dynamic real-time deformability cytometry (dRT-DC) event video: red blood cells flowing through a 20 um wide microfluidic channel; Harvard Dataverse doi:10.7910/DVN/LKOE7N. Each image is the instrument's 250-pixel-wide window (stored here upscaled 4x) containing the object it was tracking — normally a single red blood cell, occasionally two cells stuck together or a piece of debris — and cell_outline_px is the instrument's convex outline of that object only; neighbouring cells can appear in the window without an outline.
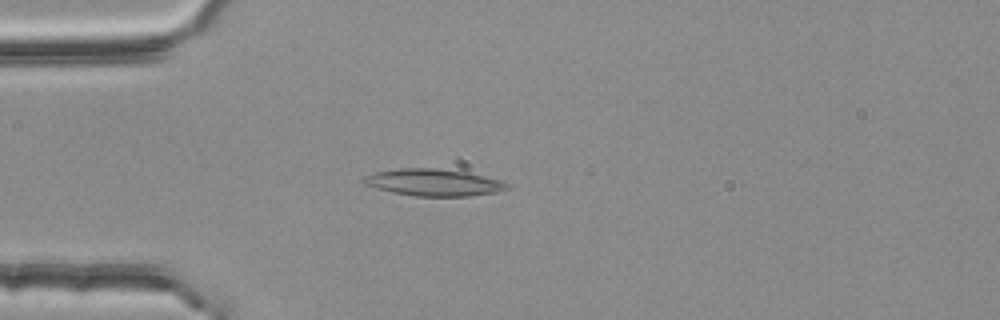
{"species": "common noctule bat (a hibernating species)", "species_latin": "Nyctalus noctula", "temperature_condition": "room temperature", "stored_images_in_passage": 3, "camera_frame_rate_fps": 3000, "um_per_image_px": 0.085, "animal": {"sex": "female", "body_mass_g": 25.1}, "frame": {"image": 1, "passage_image": 3, "time_ms": 0.667, "image_size_px": [1000, 320], "cell_outline_px": [[512, 188], [500, 192], [468, 196], [416, 196], [392, 192], [360, 184], [360, 180], [364, 176], [372, 172], [400, 168], [436, 168], [468, 172], [500, 180], [512, 184]], "centroid_in_image_um": [36.86, 15.51], "position_along_channel_um": 48.1, "area_um2": 23.0}}